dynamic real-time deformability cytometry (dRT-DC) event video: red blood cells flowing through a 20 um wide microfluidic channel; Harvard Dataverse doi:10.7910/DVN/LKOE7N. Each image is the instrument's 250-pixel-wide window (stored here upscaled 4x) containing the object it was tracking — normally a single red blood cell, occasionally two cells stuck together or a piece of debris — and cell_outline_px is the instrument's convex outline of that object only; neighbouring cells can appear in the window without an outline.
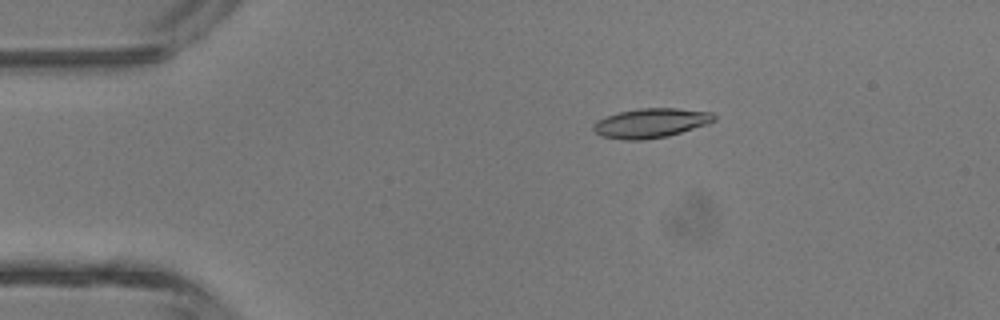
{"species": "common noctule bat (a hibernating species)", "species_latin": "Nyctalus noctula", "temperature_condition": "room temperature", "stored_images_in_passage": 4, "camera_frame_rate_fps": 3000, "um_per_image_px": 0.085, "animal": {"sex": "male", "body_mass_g": 13.3}, "frame": {"image": 1, "passage_image": 2, "time_ms": 1.333, "image_size_px": [1000, 320], "cell_outline_px": [[716, 120], [708, 124], [668, 136], [644, 140], [624, 140], [600, 136], [592, 128], [592, 124], [596, 120], [620, 112], [640, 108], [676, 108], [712, 112], [716, 116]], "centroid_in_image_um": [55.32, 10.46], "position_along_channel_um": 29.7, "area_um2": 20.81}}
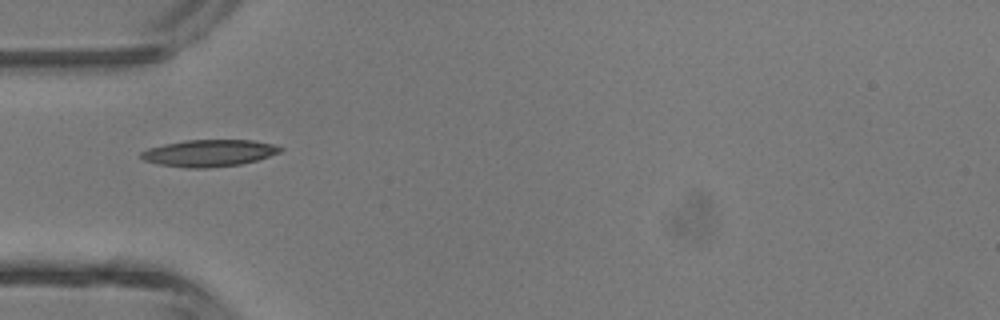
{"frame": {"image": 2, "passage_image": 4, "time_ms": 3.333, "image_size_px": [1000, 320], "cell_outline_px": [[284, 148], [280, 152], [256, 160], [240, 164], [208, 168], [184, 168], [156, 164], [144, 160], [140, 156], [140, 152], [148, 148], [164, 144], [184, 140], [252, 140], [276, 144]], "centroid_in_image_um": [17.75, 13.01], "position_along_channel_um": 67.3, "area_um2": 21.91}}